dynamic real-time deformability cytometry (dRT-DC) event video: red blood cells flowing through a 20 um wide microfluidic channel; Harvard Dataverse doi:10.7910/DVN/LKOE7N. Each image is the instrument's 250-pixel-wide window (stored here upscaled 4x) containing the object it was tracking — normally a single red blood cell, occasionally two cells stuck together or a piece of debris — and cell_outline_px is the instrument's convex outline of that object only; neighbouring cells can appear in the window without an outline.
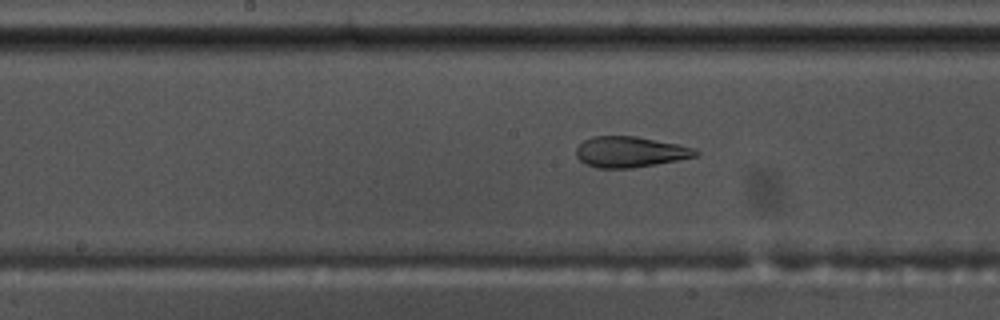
{"species": "common noctule bat (a hibernating species)", "species_latin": "Nyctalus noctula", "temperature_condition": "warm", "stored_images_in_passage": 56, "camera_frame_rate_fps": 3000, "um_per_image_px": 0.085, "animal": {"sex": "male", "body_mass_g": 17.5, "forearm_length_mm": 52.3}, "frame": {"image": 1, "passage_image": 29, "time_ms": 9.333, "image_size_px": [1000, 320], "cell_outline_px": [[700, 152], [696, 156], [656, 164], [632, 168], [596, 168], [584, 164], [576, 156], [576, 148], [584, 140], [592, 136], [636, 136], [696, 148]], "centroid_in_image_um": [53.52, 12.91], "position_along_channel_um": 194.7, "area_um2": 21.39}}
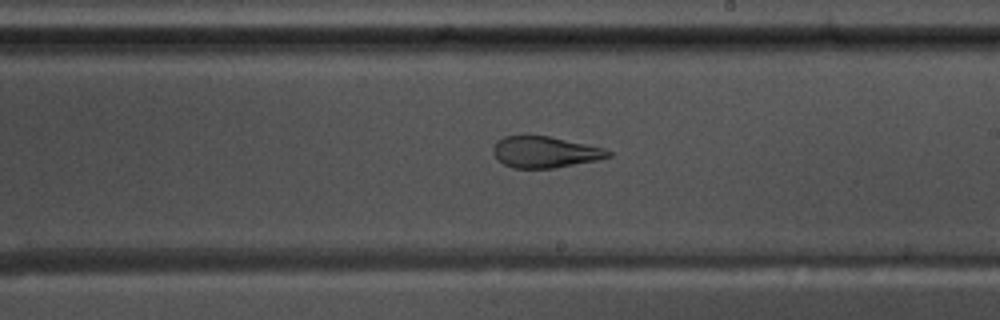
{"frame": {"image": 2, "passage_image": 33, "time_ms": 10.667, "image_size_px": [1000, 320], "cell_outline_px": [[612, 156], [596, 160], [552, 168], [512, 168], [504, 164], [492, 152], [492, 148], [496, 140], [504, 136], [548, 136], [604, 148], [612, 152]], "centroid_in_image_um": [46.3, 12.92], "position_along_channel_um": 242.7, "area_um2": 20.75}}
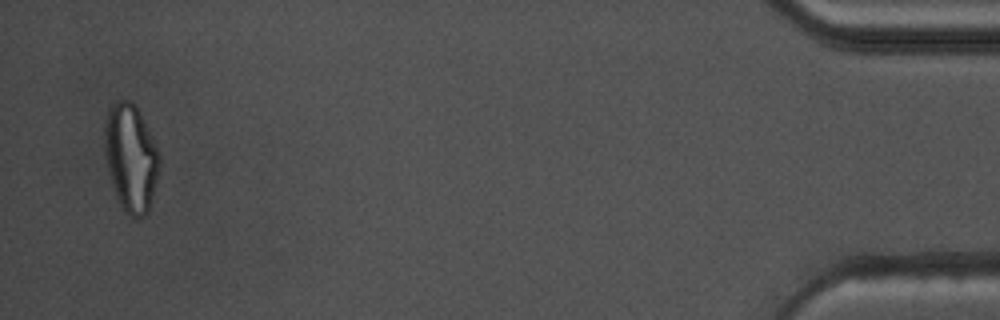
{"frame": {"image": 3, "passage_image": 55, "time_ms": 18.0, "image_size_px": [1000, 320], "cell_outline_px": [[160, 164], [148, 212], [144, 216], [136, 220], [128, 216], [124, 212], [116, 196], [108, 172], [104, 156], [104, 128], [108, 108], [116, 100], [132, 100], [140, 112], [160, 152]], "centroid_in_image_um": [11.11, 13.41], "position_along_channel_um": 424.1, "area_um2": 34.85}, "authors_computed_cell_mechanics": {"area_um2": 26.01, "velocity_mm_per_s": 3.6246, "shape_relaxation_time_tau1_ms": null, "shape_relaxation_time_tau2_ms": 1.7104, "deformation_change_tau1": null, "deformation_change_tau2": 0.0953}}